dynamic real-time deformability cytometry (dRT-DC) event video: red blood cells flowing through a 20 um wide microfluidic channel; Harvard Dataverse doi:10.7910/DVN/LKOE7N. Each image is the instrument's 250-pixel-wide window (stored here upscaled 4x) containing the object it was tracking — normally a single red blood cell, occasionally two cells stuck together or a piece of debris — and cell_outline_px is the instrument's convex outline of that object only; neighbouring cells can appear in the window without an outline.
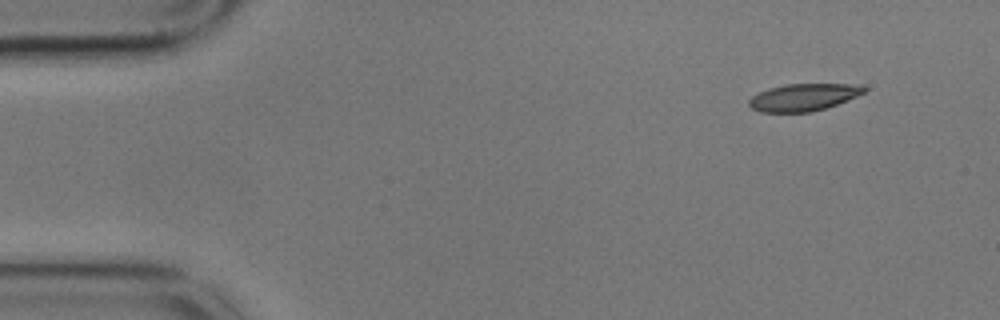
{"species": "common noctule bat (a hibernating species)", "species_latin": "Nyctalus noctula", "temperature_condition": "cold", "stored_images_in_passage": 52, "camera_frame_rate_fps": 3000, "um_per_image_px": 0.085, "animal": {"sex": "male", "body_mass_g": 17.9}, "frame": {"image": 1, "passage_image": 1, "time_ms": 0.0, "image_size_px": [1000, 320], "cell_outline_px": [[868, 88], [864, 92], [856, 96], [836, 104], [812, 112], [760, 112], [752, 108], [748, 104], [748, 100], [752, 96], [768, 88], [784, 84], [864, 84]], "centroid_in_image_um": [68.29, 8.25], "position_along_channel_um": 16.7, "area_um2": 18.26}}
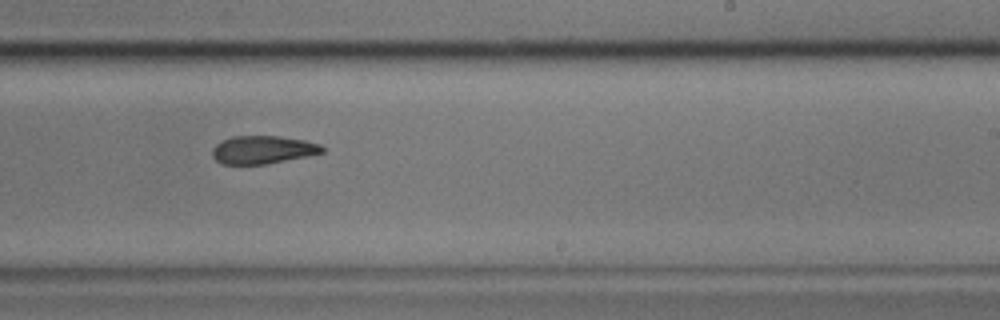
{"frame": {"image": 2, "passage_image": 30, "time_ms": 9.667, "image_size_px": [1000, 320], "cell_outline_px": [[324, 152], [264, 164], [220, 164], [212, 156], [212, 148], [216, 144], [232, 136], [276, 136], [304, 140], [320, 144], [324, 148]], "centroid_in_image_um": [22.29, 12.72], "position_along_channel_um": 266.7, "area_um2": 17.69}}
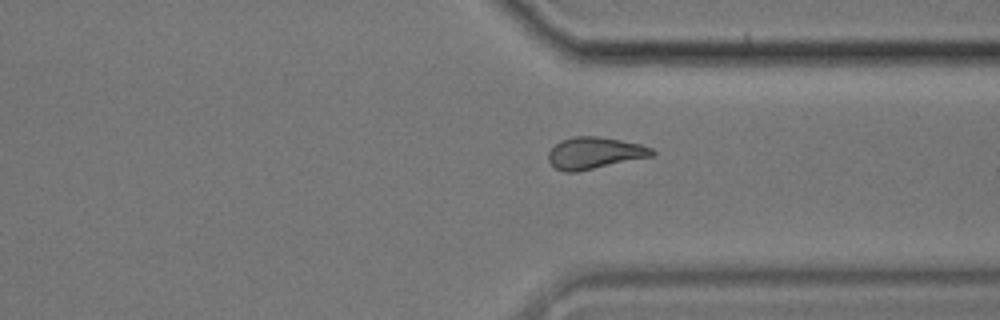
{"frame": {"image": 3, "passage_image": 38, "time_ms": 12.333, "image_size_px": [1000, 320], "cell_outline_px": [[656, 152], [652, 156], [576, 172], [564, 172], [556, 168], [548, 160], [548, 152], [560, 140], [572, 136], [596, 136], [620, 140], [640, 144], [652, 148]], "centroid_in_image_um": [50.52, 13.0], "position_along_channel_um": 360.9, "area_um2": 19.07}, "authors_computed_cell_mechanics": {"area_um2": 19.1029, "velocity_mm_per_s": 3.5237, "shape_relaxation_time_tau1_ms": null, "shape_relaxation_time_tau2_ms": 6.2447, "deformation_change_tau1": null, "deformation_change_tau2": 0.1319}}